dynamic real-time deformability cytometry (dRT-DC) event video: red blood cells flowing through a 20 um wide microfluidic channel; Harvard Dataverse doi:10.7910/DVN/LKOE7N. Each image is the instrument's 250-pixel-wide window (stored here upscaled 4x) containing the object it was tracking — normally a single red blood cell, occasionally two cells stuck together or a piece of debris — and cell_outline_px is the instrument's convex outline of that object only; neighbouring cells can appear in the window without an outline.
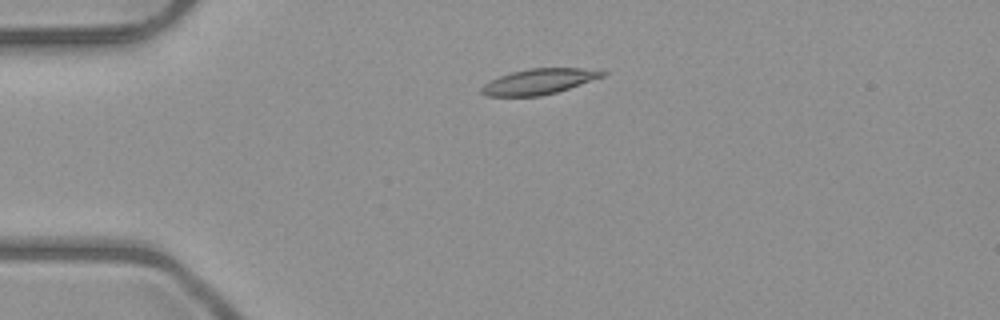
{"species": "common noctule bat (a hibernating species)", "species_latin": "Nyctalus noctula", "temperature_condition": "room temperature", "stored_images_in_passage": 2, "camera_frame_rate_fps": 3000, "um_per_image_px": 0.085, "animal": {"sex": "male", "body_mass_g": 23.1, "forearm_length_mm": 52.7}, "frame": {"image": 1, "passage_image": 1, "time_ms": 0.0, "image_size_px": [1000, 320], "cell_outline_px": [[608, 72], [604, 76], [556, 92], [540, 96], [488, 96], [480, 92], [480, 88], [484, 84], [500, 76], [512, 72], [528, 68], [580, 68]], "centroid_in_image_um": [45.78, 6.93], "position_along_channel_um": 39.2, "area_um2": 17.69}}